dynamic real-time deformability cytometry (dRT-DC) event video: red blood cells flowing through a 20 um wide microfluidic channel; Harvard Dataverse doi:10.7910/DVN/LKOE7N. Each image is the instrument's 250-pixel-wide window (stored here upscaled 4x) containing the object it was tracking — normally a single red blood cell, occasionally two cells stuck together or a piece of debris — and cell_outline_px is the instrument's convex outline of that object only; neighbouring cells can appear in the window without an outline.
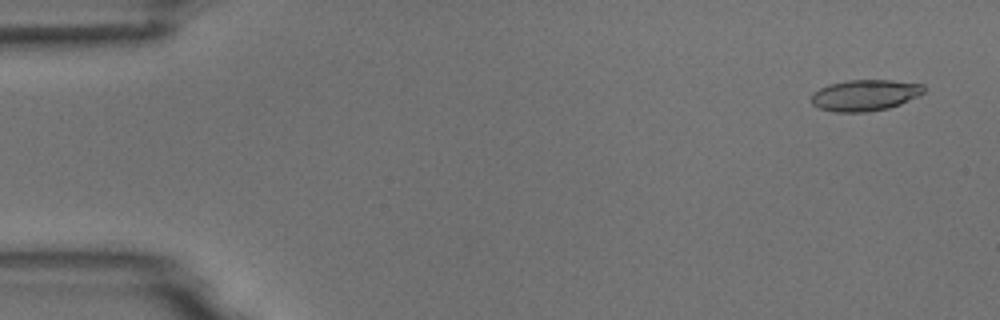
{"species": "common noctule bat (a hibernating species)", "species_latin": "Nyctalus noctula", "temperature_condition": "room temperature", "stored_images_in_passage": 7, "camera_frame_rate_fps": 3000, "um_per_image_px": 0.085, "animal": {"sex": "male", "body_mass_g": 18.8}, "frame": {"image": 1, "passage_image": 1, "time_ms": 0.0, "image_size_px": [1000, 320], "cell_outline_px": [[924, 92], [900, 104], [888, 108], [868, 112], [836, 112], [820, 108], [812, 104], [812, 92], [828, 84], [848, 80], [892, 80], [924, 84]], "centroid_in_image_um": [73.5, 8.09], "position_along_channel_um": 11.5, "area_um2": 20.4}}
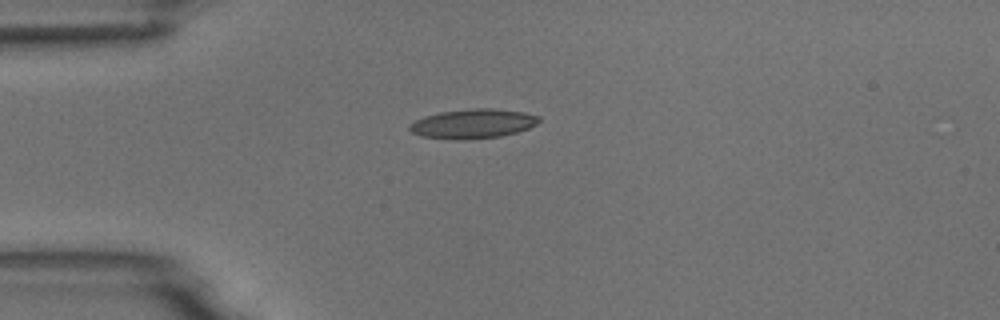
{"frame": {"image": 2, "passage_image": 4, "time_ms": 3.667, "image_size_px": [1000, 320], "cell_outline_px": [[540, 120], [536, 124], [528, 128], [516, 132], [500, 136], [464, 140], [460, 140], [424, 136], [412, 132], [408, 128], [408, 124], [424, 116], [440, 112], [472, 108], [492, 108], [524, 112], [540, 116]], "centroid_in_image_um": [40.2, 10.5], "position_along_channel_um": 44.8, "area_um2": 22.08}}